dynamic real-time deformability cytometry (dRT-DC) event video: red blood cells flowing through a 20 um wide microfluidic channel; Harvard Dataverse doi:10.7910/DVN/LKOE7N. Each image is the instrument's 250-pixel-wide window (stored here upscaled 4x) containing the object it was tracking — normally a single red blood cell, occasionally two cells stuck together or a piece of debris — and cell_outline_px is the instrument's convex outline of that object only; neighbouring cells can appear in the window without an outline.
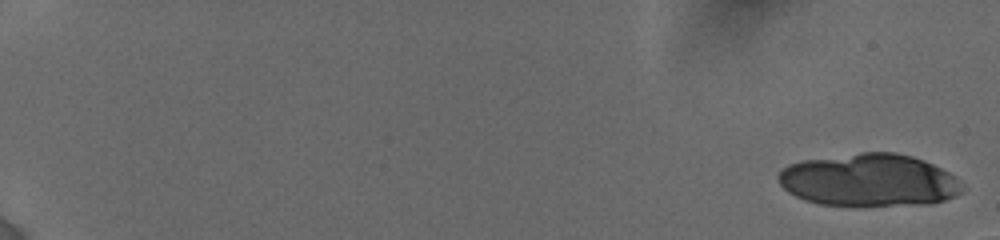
{"species": "human", "species_latin": "Homo sapiens", "temperature_condition": "cold", "stored_images_in_passage": 15, "camera_frame_rate_fps": 3000, "um_per_image_px": 0.085, "donor": {"sex": "female"}, "frame": {"image": 1, "passage_image": 1, "time_ms": 0.0, "image_size_px": [1000, 240], "cell_outline_px": [[964, 192], [956, 196], [944, 200], [928, 204], [860, 208], [856, 208], [820, 204], [804, 200], [788, 192], [780, 184], [776, 176], [788, 164], [804, 160], [860, 152], [896, 152], [912, 156], [924, 160], [956, 176], [960, 180], [964, 188]], "centroid_in_image_um": [73.89, 15.35], "position_along_channel_um": 11.1, "area_um2": 57.68}}
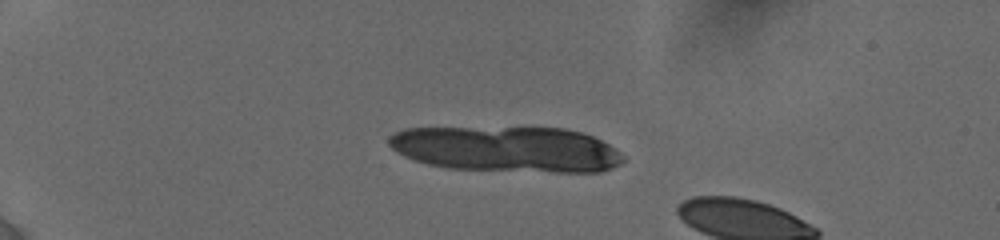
{"frame": {"image": 2, "passage_image": 10, "time_ms": 4.667, "image_size_px": [1000, 240], "cell_outline_px": [[624, 160], [620, 164], [612, 168], [600, 172], [556, 172], [448, 168], [428, 164], [404, 156], [396, 152], [388, 144], [388, 136], [404, 128], [564, 128], [584, 132], [616, 148], [624, 156]], "centroid_in_image_um": [43.1, 12.68], "position_along_channel_um": 41.9, "area_um2": 62.37}}